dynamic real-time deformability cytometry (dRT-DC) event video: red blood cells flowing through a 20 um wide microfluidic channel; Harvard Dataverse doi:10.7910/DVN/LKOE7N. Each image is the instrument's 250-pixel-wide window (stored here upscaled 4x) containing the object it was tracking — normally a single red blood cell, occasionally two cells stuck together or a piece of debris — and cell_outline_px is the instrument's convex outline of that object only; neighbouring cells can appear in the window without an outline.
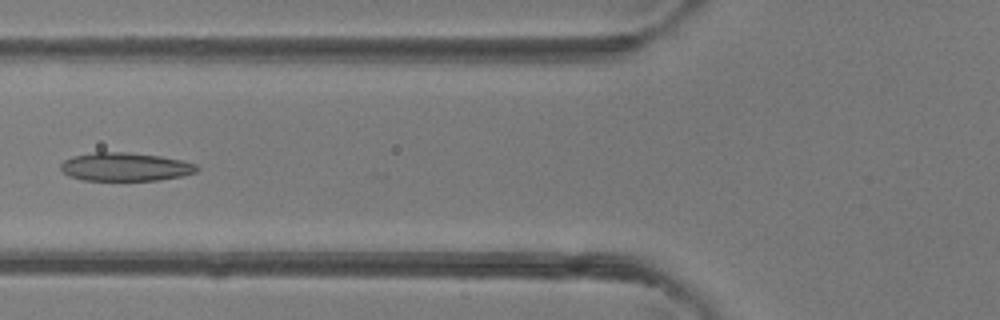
{"species": "common noctule bat (a hibernating species)", "species_latin": "Nyctalus noctula", "temperature_condition": "room temperature", "stored_images_in_passage": 5, "camera_frame_rate_fps": 3000, "um_per_image_px": 0.085, "animal": {"sex": "female"}, "frame": {"image": 1, "passage_image": 5, "time_ms": 4.667, "image_size_px": [1000, 320], "cell_outline_px": [[200, 168], [196, 172], [184, 176], [160, 180], [84, 180], [68, 176], [60, 168], [60, 164], [64, 160], [72, 156], [92, 152], [128, 152], [160, 156], [180, 160], [196, 164]], "centroid_in_image_um": [10.65, 14.18], "position_along_channel_um": 115.2, "area_um2": 22.66}}